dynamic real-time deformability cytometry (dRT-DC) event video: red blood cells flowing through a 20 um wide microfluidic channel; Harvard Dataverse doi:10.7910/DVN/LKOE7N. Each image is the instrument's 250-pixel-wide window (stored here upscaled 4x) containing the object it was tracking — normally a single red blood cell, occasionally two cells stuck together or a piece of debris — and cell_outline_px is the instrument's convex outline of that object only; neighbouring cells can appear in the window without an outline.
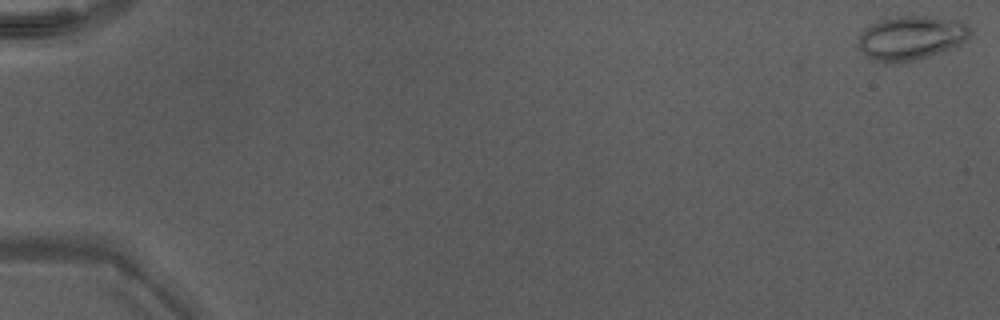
{"species": "Egyptian fruit bat (a non-hibernating species)", "species_latin": "Rousettus aegyptiacus", "temperature_condition": "warm", "stored_images_in_passage": 7, "camera_frame_rate_fps": 3000, "um_per_image_px": 0.085, "animal": {"sex": "male"}, "frame": {"image": 1, "passage_image": 1, "time_ms": 0.0, "image_size_px": [1000, 320], "cell_outline_px": [[972, 32], [960, 44], [920, 60], [900, 64], [884, 64], [868, 60], [856, 44], [864, 28], [880, 20], [900, 16], [928, 16], [960, 20], [968, 24], [972, 28]], "centroid_in_image_um": [77.41, 3.26], "position_along_channel_um": 7.6, "area_um2": 29.48}}